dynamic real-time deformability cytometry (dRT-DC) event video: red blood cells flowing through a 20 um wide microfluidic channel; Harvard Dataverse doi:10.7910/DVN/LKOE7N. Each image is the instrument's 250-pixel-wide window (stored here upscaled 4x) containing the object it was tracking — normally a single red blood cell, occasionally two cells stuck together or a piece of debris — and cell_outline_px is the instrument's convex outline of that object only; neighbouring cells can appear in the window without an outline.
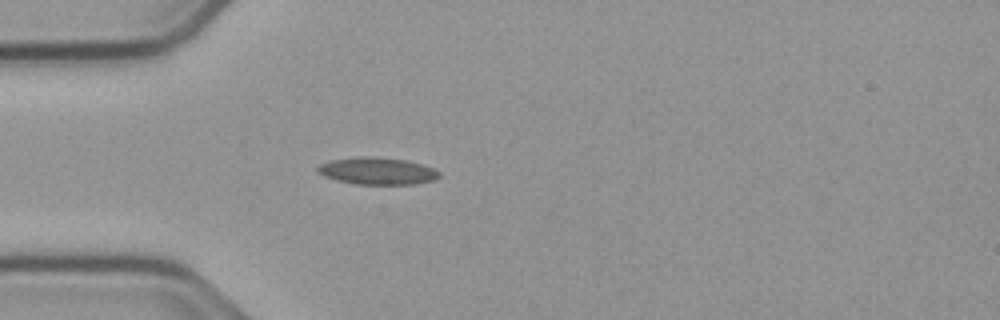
{"species": "common noctule bat (a hibernating species)", "species_latin": "Nyctalus noctula", "temperature_condition": "cold", "stored_images_in_passage": 40, "camera_frame_rate_fps": 3000, "um_per_image_px": 0.085, "animal": {"sex": "male", "body_mass_g": 23.1, "forearm_length_mm": 52.7}, "frame": {"image": 1, "passage_image": 1, "time_ms": 0.0, "image_size_px": [1000, 320], "cell_outline_px": [[440, 176], [432, 180], [412, 184], [356, 184], [336, 180], [324, 176], [316, 172], [316, 168], [320, 164], [328, 160], [360, 156], [372, 156], [404, 160], [420, 164], [432, 168], [440, 172]], "centroid_in_image_um": [31.99, 14.53], "position_along_channel_um": 53.0, "area_um2": 19.13}}
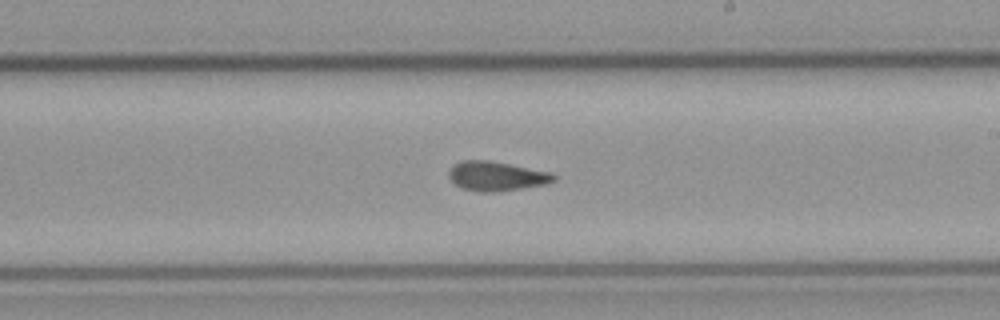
{"frame": {"image": 2, "passage_image": 17, "time_ms": 5.333, "image_size_px": [1000, 320], "cell_outline_px": [[556, 180], [544, 184], [496, 192], [476, 192], [464, 188], [456, 184], [448, 176], [448, 172], [452, 164], [460, 160], [488, 160], [552, 172], [556, 176]], "centroid_in_image_um": [42.17, 14.96], "position_along_channel_um": 246.8, "area_um2": 17.98}}
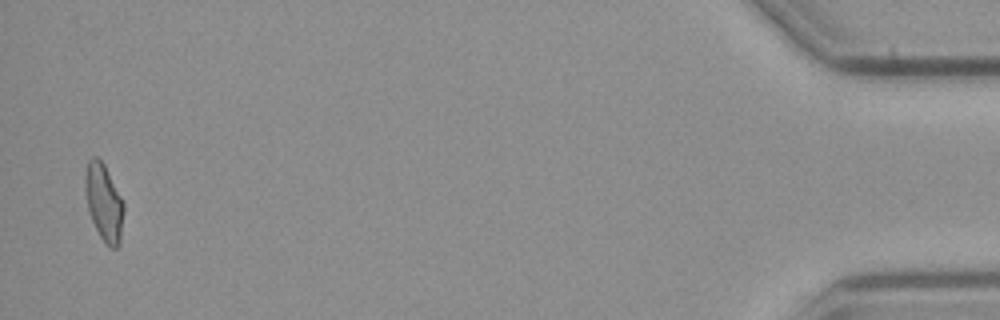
{"frame": {"image": 3, "passage_image": 39, "time_ms": 12.667, "image_size_px": [1000, 320], "cell_outline_px": [[124, 208], [120, 244], [116, 248], [112, 248], [104, 244], [92, 220], [88, 208], [84, 188], [84, 176], [88, 160], [92, 156], [96, 156], [104, 164], [124, 204]], "centroid_in_image_um": [8.82, 17.21], "position_along_channel_um": 426.4, "area_um2": 17.28}, "authors_computed_cell_mechanics": {"area_um2": 17.4845, "velocity_mm_per_s": 3.7614, "shape_relaxation_time_tau1_ms": null, "shape_relaxation_time_tau2_ms": 1.7038, "deformation_change_tau1": null, "deformation_change_tau2": 0.0752}}